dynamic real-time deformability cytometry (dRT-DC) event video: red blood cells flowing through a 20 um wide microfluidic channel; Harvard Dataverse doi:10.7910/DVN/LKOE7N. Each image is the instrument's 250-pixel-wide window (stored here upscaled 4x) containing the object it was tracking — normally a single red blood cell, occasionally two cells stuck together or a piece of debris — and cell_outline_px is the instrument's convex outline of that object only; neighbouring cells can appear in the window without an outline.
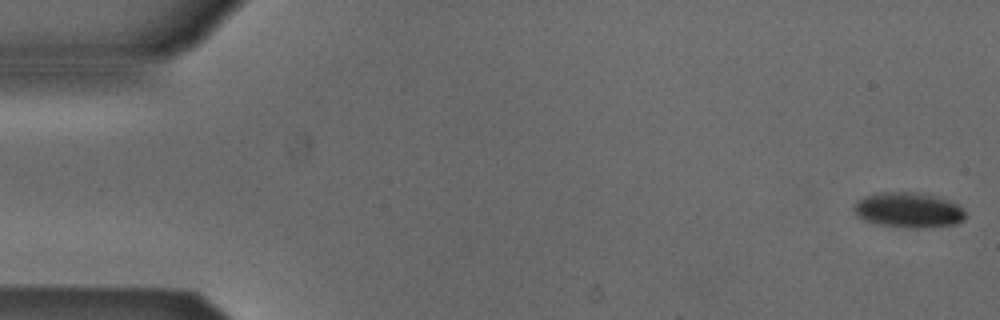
{"species": "Egyptian fruit bat (a non-hibernating species)", "species_latin": "Rousettus aegyptiacus", "temperature_condition": "cold", "stored_images_in_passage": 53, "camera_frame_rate_fps": 3000, "um_per_image_px": 0.085, "animal": {"sex": "male"}, "frame": {"image": 1, "passage_image": 1, "time_ms": 0.0, "image_size_px": [1000, 320], "cell_outline_px": [[968, 216], [964, 220], [956, 224], [924, 228], [908, 228], [880, 224], [864, 220], [856, 216], [852, 208], [856, 200], [864, 196], [880, 192], [920, 192], [936, 196], [948, 200], [956, 204]], "centroid_in_image_um": [77.2, 17.85], "position_along_channel_um": 7.8, "area_um2": 23.12}}
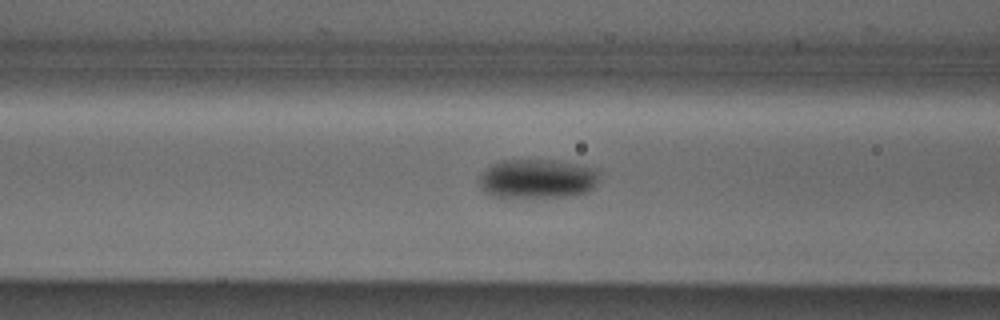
{"frame": {"image": 2, "passage_image": 21, "time_ms": 6.667, "image_size_px": [1000, 320], "cell_outline_px": [[600, 176], [596, 184], [588, 192], [568, 196], [492, 196], [484, 192], [476, 180], [492, 164], [500, 160], [556, 160], [596, 168], [600, 172]], "centroid_in_image_um": [45.69, 15.17], "position_along_channel_um": 120.9, "area_um2": 27.4}}
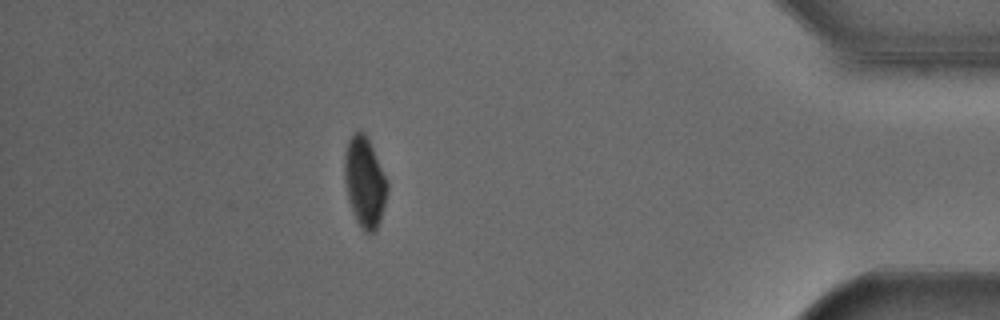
{"frame": {"image": 3, "passage_image": 47, "time_ms": 15.333, "image_size_px": [1000, 320], "cell_outline_px": [[388, 192], [380, 220], [376, 232], [364, 232], [360, 228], [352, 212], [348, 200], [344, 180], [344, 156], [348, 140], [356, 132], [364, 132], [368, 136], [388, 180]], "centroid_in_image_um": [31.0, 15.48], "position_along_channel_um": 404.2, "area_um2": 22.89}}